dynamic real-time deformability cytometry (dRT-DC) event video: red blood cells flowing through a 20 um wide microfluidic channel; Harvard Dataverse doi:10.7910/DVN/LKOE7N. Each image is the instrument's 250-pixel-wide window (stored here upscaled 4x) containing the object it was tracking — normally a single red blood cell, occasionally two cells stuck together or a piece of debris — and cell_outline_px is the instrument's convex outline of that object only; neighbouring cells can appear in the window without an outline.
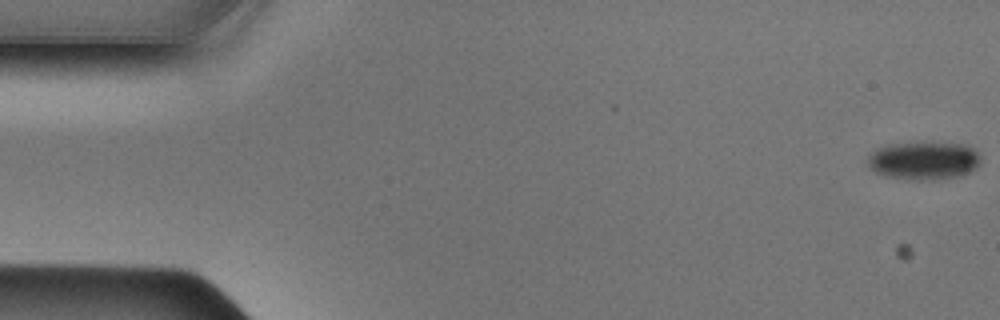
{"species": "Egyptian fruit bat (a non-hibernating species)", "species_latin": "Rousettus aegyptiacus", "temperature_condition": "cold", "stored_images_in_passage": 9, "camera_frame_rate_fps": 3000, "um_per_image_px": 0.085, "animal": {"sex": "male"}, "frame": {"image": 1, "passage_image": 1, "time_ms": 0.0, "image_size_px": [1000, 320], "cell_outline_px": [[980, 164], [976, 168], [960, 176], [920, 180], [916, 180], [884, 176], [876, 172], [868, 164], [868, 156], [876, 148], [884, 144], [968, 144], [980, 156]], "centroid_in_image_um": [78.51, 13.66], "position_along_channel_um": 6.5, "area_um2": 24.62}}